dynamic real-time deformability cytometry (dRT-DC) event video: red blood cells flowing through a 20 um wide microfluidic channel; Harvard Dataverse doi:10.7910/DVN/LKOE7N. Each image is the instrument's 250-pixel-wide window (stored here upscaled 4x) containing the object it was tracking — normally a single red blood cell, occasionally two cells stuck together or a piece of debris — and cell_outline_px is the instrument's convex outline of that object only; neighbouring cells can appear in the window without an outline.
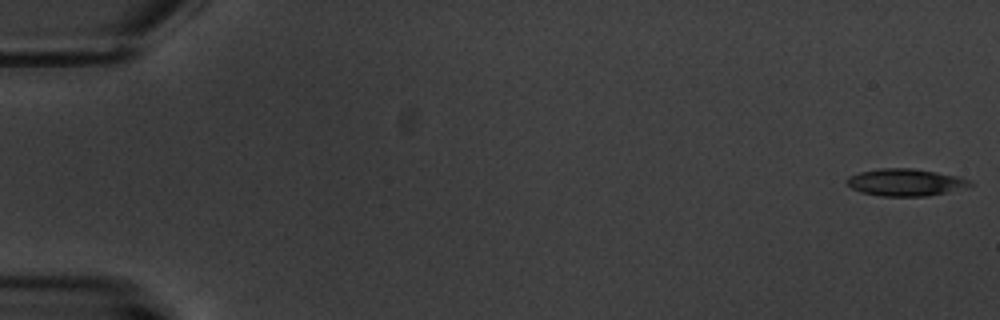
{"species": "common noctule bat (a hibernating species)", "species_latin": "Nyctalus noctula", "temperature_condition": "warm", "stored_images_in_passage": 8, "camera_frame_rate_fps": 3000, "um_per_image_px": 0.085, "animal": {"sex": "male", "body_mass_g": 20.1, "forearm_length_mm": 53.5}, "frame": {"image": 1, "passage_image": 1, "time_ms": 0.0, "image_size_px": [1000, 320], "cell_outline_px": [[976, 184], [944, 192], [924, 196], [880, 196], [860, 192], [852, 188], [844, 180], [848, 176], [860, 172], [880, 168], [912, 168], [960, 176], [972, 180]], "centroid_in_image_um": [76.95, 15.49], "position_along_channel_um": 8.1, "area_um2": 19.48}}
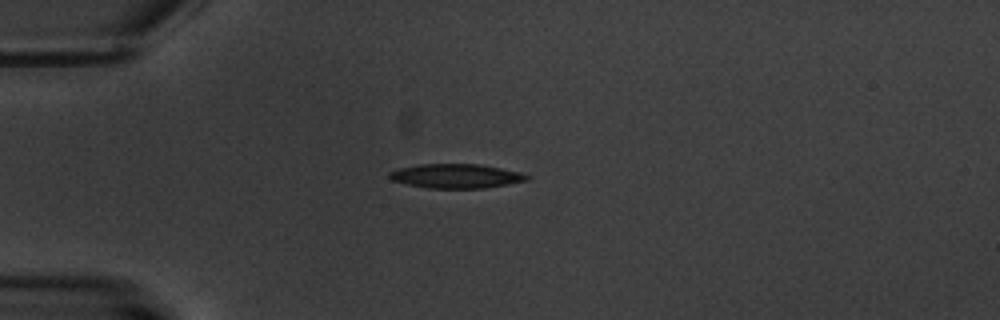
{"frame": {"image": 2, "passage_image": 5, "time_ms": 5.0, "image_size_px": [1000, 320], "cell_outline_px": [[532, 176], [528, 180], [508, 184], [484, 188], [428, 188], [408, 184], [392, 180], [388, 176], [388, 172], [400, 168], [420, 164], [480, 164], [520, 172]], "centroid_in_image_um": [38.79, 14.96], "position_along_channel_um": 46.2, "area_um2": 19.36}}
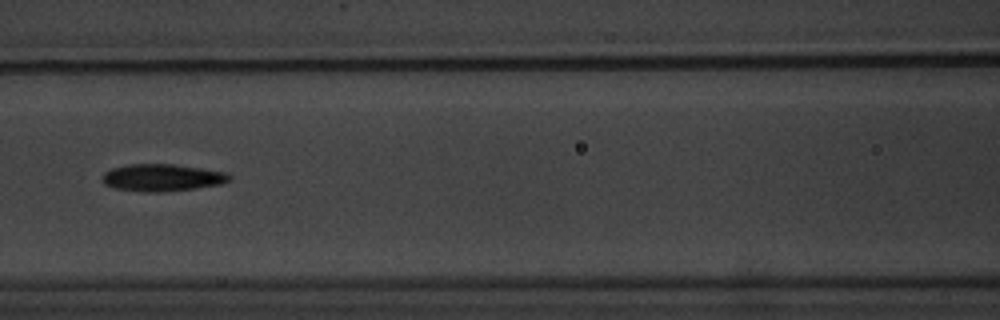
{"frame": {"image": 3, "passage_image": 8, "time_ms": 8.667, "image_size_px": [1000, 320], "cell_outline_px": [[232, 176], [228, 180], [220, 184], [196, 188], [160, 192], [144, 192], [116, 188], [104, 184], [100, 180], [104, 172], [112, 168], [128, 164], [172, 164], [200, 168], [224, 172]], "centroid_in_image_um": [13.72, 15.09], "position_along_channel_um": 152.9, "area_um2": 20.0}}